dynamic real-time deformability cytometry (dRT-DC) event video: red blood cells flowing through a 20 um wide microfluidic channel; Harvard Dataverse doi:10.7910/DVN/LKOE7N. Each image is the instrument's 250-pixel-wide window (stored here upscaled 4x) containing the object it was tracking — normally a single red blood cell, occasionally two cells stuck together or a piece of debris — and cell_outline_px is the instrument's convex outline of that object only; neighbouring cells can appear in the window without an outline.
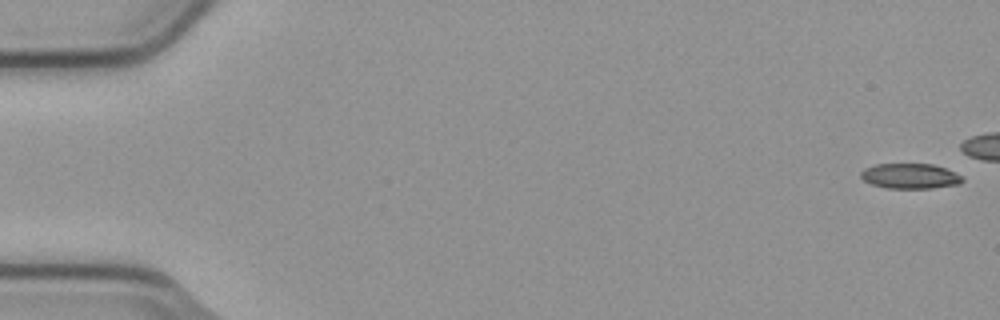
{"species": "common noctule bat (a hibernating species)", "species_latin": "Nyctalus noctula", "temperature_condition": "cold", "stored_images_in_passage": 7, "camera_frame_rate_fps": 3000, "um_per_image_px": 0.085, "animal": {"sex": "male", "body_mass_g": 23.1, "forearm_length_mm": 52.7}, "frame": {"image": 1, "passage_image": 1, "time_ms": 0.0, "image_size_px": [1000, 320], "cell_outline_px": [[964, 180], [960, 184], [932, 188], [888, 188], [872, 184], [864, 180], [860, 176], [860, 172], [864, 168], [876, 164], [932, 164], [944, 168], [960, 176]], "centroid_in_image_um": [77.33, 14.97], "position_along_channel_um": 7.7, "area_um2": 14.74}}
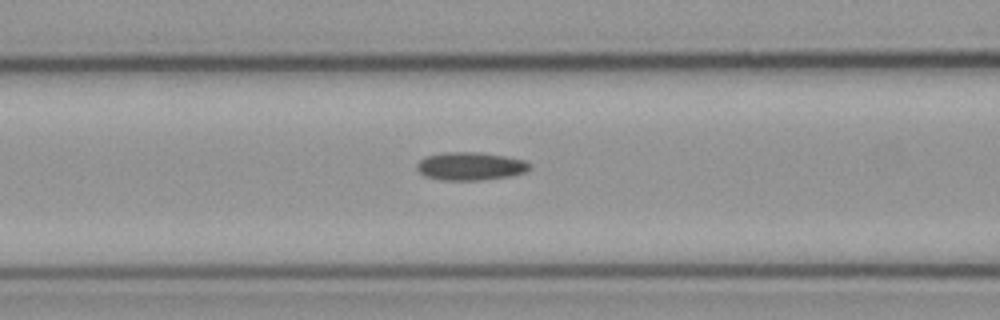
{"frame": {"image": 2, "passage_image": 7, "time_ms": 2.0, "image_size_px": [1000, 320], "cell_outline_px": [[532, 168], [524, 172], [512, 176], [484, 180], [440, 180], [424, 176], [416, 168], [416, 164], [424, 156], [444, 152], [476, 152], [504, 156], [524, 160]], "centroid_in_image_um": [39.95, 14.13], "position_along_channel_um": 126.7, "area_um2": 18.55}}